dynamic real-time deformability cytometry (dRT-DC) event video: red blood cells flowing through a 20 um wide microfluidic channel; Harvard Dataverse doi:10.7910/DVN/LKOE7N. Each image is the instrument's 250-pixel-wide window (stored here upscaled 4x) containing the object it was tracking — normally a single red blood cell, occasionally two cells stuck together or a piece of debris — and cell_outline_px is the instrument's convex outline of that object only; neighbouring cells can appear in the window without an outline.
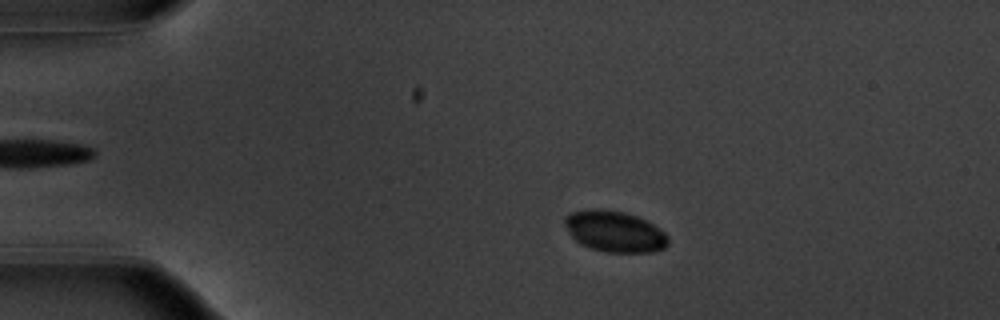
{"species": "common noctule bat (a hibernating species)", "species_latin": "Nyctalus noctula", "temperature_condition": "warm", "stored_images_in_passage": 54, "camera_frame_rate_fps": 3000, "um_per_image_px": 0.085, "animal": {"sex": "male", "body_mass_g": 20.1, "forearm_length_mm": 53.5}, "frame": {"image": 1, "passage_image": 10, "time_ms": 3.0, "image_size_px": [1000, 320], "cell_outline_px": [[668, 244], [664, 248], [652, 252], [604, 252], [580, 244], [568, 232], [564, 224], [564, 216], [572, 212], [592, 208], [624, 212], [636, 216], [652, 224], [664, 232], [668, 236]], "centroid_in_image_um": [52.22, 19.68], "position_along_channel_um": 32.8, "area_um2": 24.62}}
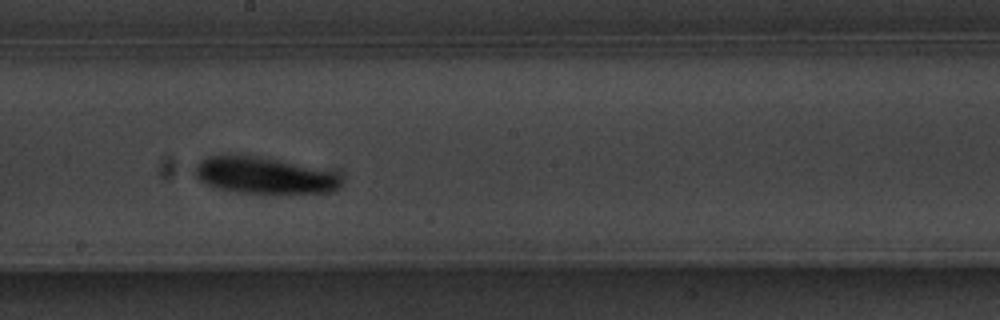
{"frame": {"image": 2, "passage_image": 30, "time_ms": 9.667, "image_size_px": [1000, 320], "cell_outline_px": [[340, 184], [336, 188], [328, 192], [292, 196], [260, 196], [232, 192], [216, 188], [200, 180], [192, 172], [196, 164], [200, 160], [208, 156], [240, 152], [264, 156], [336, 172], [340, 176]], "centroid_in_image_um": [22.42, 14.93], "position_along_channel_um": 225.8, "area_um2": 33.47}}
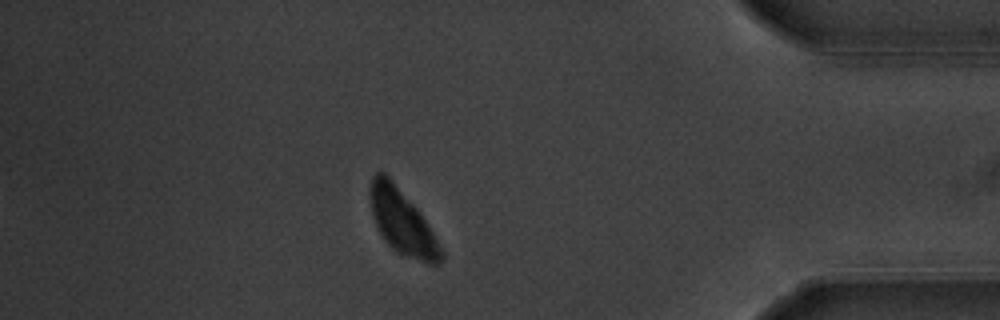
{"frame": {"image": 3, "passage_image": 47, "time_ms": 15.333, "image_size_px": [1000, 320], "cell_outline_px": [[444, 256], [436, 264], [428, 264], [404, 256], [396, 252], [388, 244], [380, 232], [372, 216], [368, 200], [368, 188], [372, 176], [376, 172], [384, 172], [392, 180], [416, 208], [428, 224], [444, 252]], "centroid_in_image_um": [34.15, 18.85], "position_along_channel_um": 401.1, "area_um2": 26.82}}